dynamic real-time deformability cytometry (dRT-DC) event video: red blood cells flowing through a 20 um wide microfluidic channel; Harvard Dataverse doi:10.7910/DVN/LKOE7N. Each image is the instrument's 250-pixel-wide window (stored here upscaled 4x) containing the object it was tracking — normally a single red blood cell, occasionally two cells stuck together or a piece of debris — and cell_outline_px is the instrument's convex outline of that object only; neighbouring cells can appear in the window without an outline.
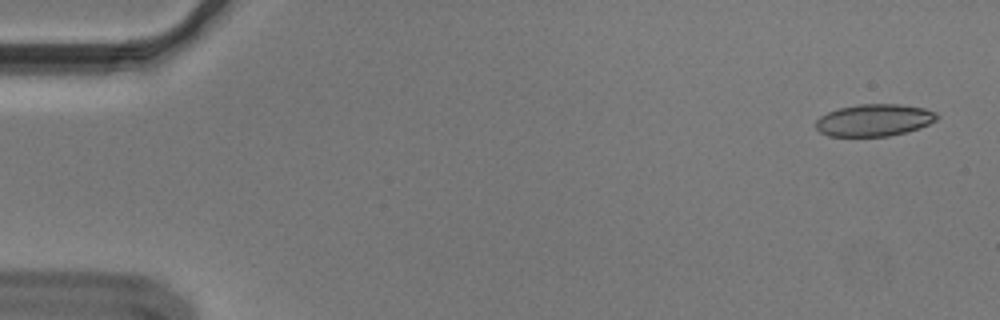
{"species": "Egyptian fruit bat (a non-hibernating species)", "species_latin": "Rousettus aegyptiacus", "temperature_condition": "cold", "stored_images_in_passage": 55, "camera_frame_rate_fps": 3000, "um_per_image_px": 0.085, "animal": {"sex": "male"}, "frame": {"image": 1, "passage_image": 3, "time_ms": 0.667, "image_size_px": [1000, 320], "cell_outline_px": [[940, 116], [936, 120], [920, 128], [888, 136], [828, 136], [820, 132], [816, 128], [816, 120], [820, 116], [828, 112], [840, 108], [860, 104], [900, 104], [924, 108], [936, 112]], "centroid_in_image_um": [74.31, 10.21], "position_along_channel_um": 10.7, "area_um2": 22.6}}
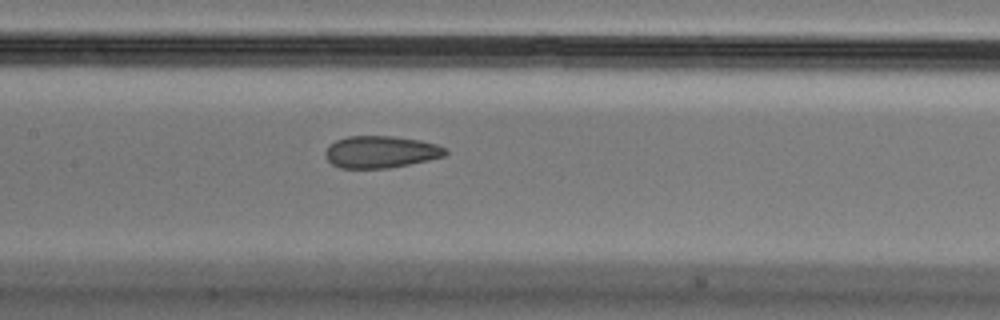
{"frame": {"image": 2, "passage_image": 27, "time_ms": 8.667, "image_size_px": [1000, 320], "cell_outline_px": [[448, 152], [444, 156], [428, 160], [388, 168], [340, 168], [332, 164], [328, 160], [324, 152], [336, 140], [348, 136], [392, 136], [420, 140], [436, 144], [448, 148]], "centroid_in_image_um": [32.39, 12.91], "position_along_channel_um": 175.0, "area_um2": 22.31}}
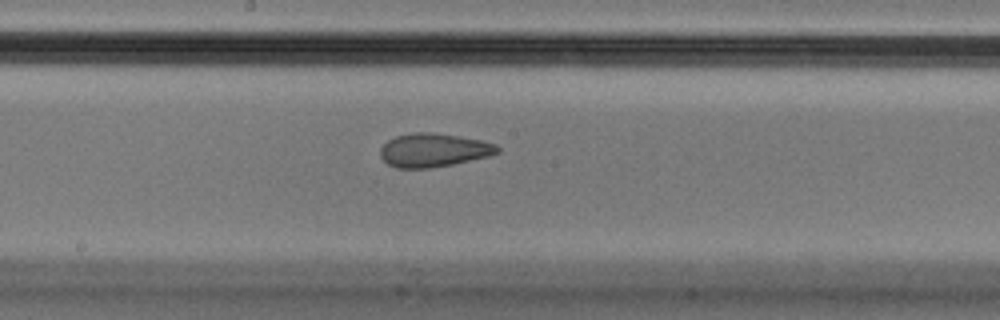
{"frame": {"image": 3, "passage_image": 30, "time_ms": 9.667, "image_size_px": [1000, 320], "cell_outline_px": [[500, 152], [488, 156], [452, 164], [432, 168], [396, 168], [388, 164], [380, 156], [380, 148], [388, 140], [396, 136], [416, 132], [432, 132], [480, 140], [496, 144], [500, 148]], "centroid_in_image_um": [36.84, 12.76], "position_along_channel_um": 211.4, "area_um2": 22.77}, "authors_computed_cell_mechanics": {"area_um2": 23.5824, "velocity_mm_per_s": 3.6358, "shape_relaxation_time_tau1_ms": null, "shape_relaxation_time_tau2_ms": 1.9319, "deformation_change_tau1": null, "deformation_change_tau2": 0.0838}}